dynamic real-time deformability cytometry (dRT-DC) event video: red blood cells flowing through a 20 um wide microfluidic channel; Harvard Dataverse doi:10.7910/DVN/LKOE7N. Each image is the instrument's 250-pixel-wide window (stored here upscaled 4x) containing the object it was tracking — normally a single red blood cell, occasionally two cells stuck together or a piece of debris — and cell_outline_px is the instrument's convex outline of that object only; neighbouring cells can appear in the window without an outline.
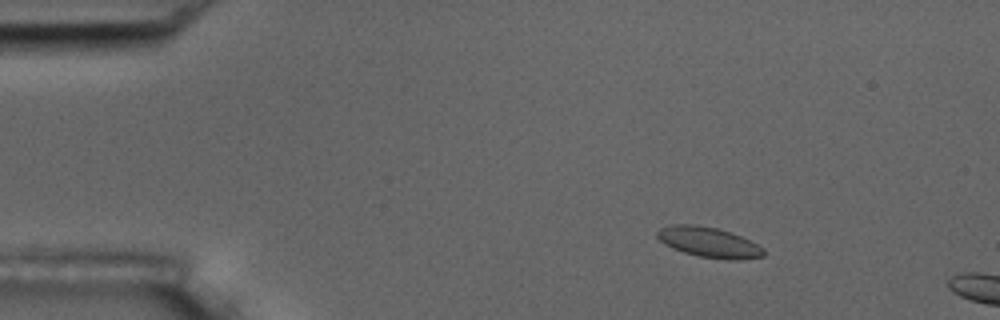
{"species": "common noctule bat (a hibernating species)", "species_latin": "Nyctalus noctula", "temperature_condition": "room temperature", "stored_images_in_passage": 4, "camera_frame_rate_fps": 3000, "um_per_image_px": 0.085, "animal": {"sex": "male", "body_mass_g": 17.5, "forearm_length_mm": 52.3}, "frame": {"image": 1, "passage_image": 3, "time_ms": 2.333, "image_size_px": [1000, 320], "cell_outline_px": [[764, 256], [736, 260], [728, 260], [700, 256], [684, 252], [672, 248], [664, 244], [656, 236], [656, 232], [660, 228], [672, 224], [696, 224], [716, 228], [740, 236], [764, 248]], "centroid_in_image_um": [60.21, 20.59], "position_along_channel_um": 24.8, "area_um2": 18.61}}